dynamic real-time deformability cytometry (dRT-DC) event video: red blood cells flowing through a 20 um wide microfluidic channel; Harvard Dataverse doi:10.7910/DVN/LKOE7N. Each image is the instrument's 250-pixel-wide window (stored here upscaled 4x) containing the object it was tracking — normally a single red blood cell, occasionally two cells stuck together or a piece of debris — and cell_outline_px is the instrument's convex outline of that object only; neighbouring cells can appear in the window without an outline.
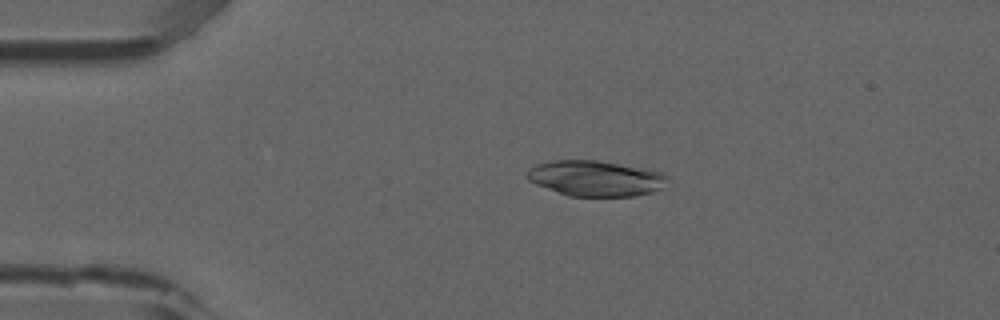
{"species": "common noctule bat (a hibernating species)", "species_latin": "Nyctalus noctula", "temperature_condition": "room temperature", "stored_images_in_passage": 5, "camera_frame_rate_fps": 3000, "um_per_image_px": 0.085, "animal": {"sex": "male", "forearm_length_mm": 52.5}, "frame": {"image": 1, "passage_image": 4, "time_ms": 1.0, "image_size_px": [1000, 320], "cell_outline_px": [[672, 180], [664, 188], [652, 192], [632, 196], [568, 196], [536, 184], [528, 180], [524, 176], [536, 164], [552, 160], [596, 160], [648, 168], [660, 172], [668, 176]], "centroid_in_image_um": [50.69, 15.16], "position_along_channel_um": 34.3, "area_um2": 29.48}}
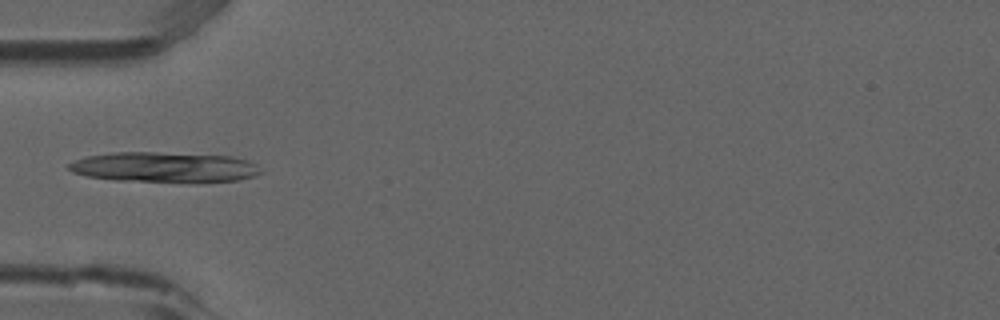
{"frame": {"image": 2, "passage_image": 5, "time_ms": 1.333, "image_size_px": [1000, 320], "cell_outline_px": [[264, 172], [256, 176], [236, 180], [116, 180], [88, 176], [72, 172], [68, 168], [68, 164], [76, 160], [88, 156], [112, 152], [156, 152], [232, 156], [248, 160], [256, 164]], "centroid_in_image_um": [13.98, 14.17], "position_along_channel_um": 71.0, "area_um2": 32.89}}